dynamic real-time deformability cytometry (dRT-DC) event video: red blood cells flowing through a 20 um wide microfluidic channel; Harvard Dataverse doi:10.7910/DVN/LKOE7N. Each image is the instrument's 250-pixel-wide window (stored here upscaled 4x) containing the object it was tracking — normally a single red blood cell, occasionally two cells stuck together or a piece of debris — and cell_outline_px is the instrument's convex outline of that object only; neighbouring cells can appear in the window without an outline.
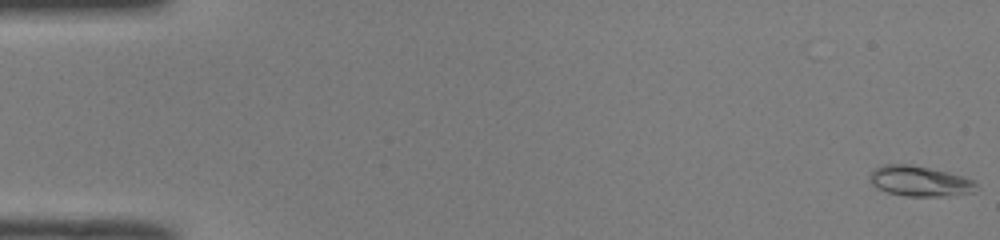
{"species": "common noctule bat (a hibernating species)", "species_latin": "Nyctalus noctula", "temperature_condition": "room temperature", "stored_images_in_passage": 51, "camera_frame_rate_fps": 3000, "um_per_image_px": 0.085, "animal": {"sex": "male", "body_mass_g": 19.0, "forearm_length_mm": 50.8}, "frame": {"image": 1, "passage_image": 1, "time_ms": 0.0, "image_size_px": [1000, 240], "cell_outline_px": [[980, 188], [976, 192], [940, 196], [904, 196], [888, 192], [876, 188], [868, 180], [868, 176], [872, 168], [884, 164], [912, 164], [948, 172], [964, 176], [976, 180]], "centroid_in_image_um": [78.18, 15.38], "position_along_channel_um": 6.8, "area_um2": 19.36}}
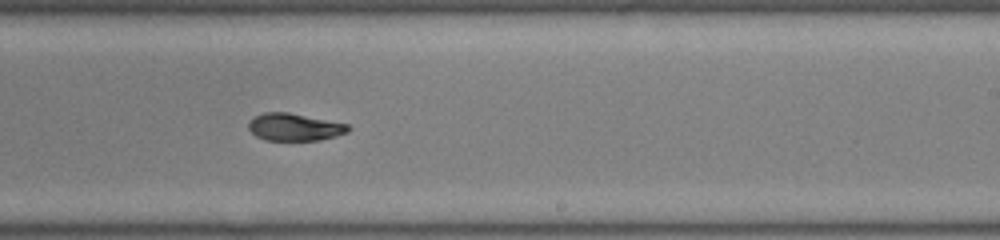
{"frame": {"image": 2, "passage_image": 32, "time_ms": 10.333, "image_size_px": [1000, 240], "cell_outline_px": [[352, 128], [348, 132], [336, 136], [320, 140], [264, 140], [256, 136], [248, 128], [248, 120], [264, 112], [288, 112], [348, 124]], "centroid_in_image_um": [25.03, 10.8], "position_along_channel_um": 264.0, "area_um2": 15.95}}
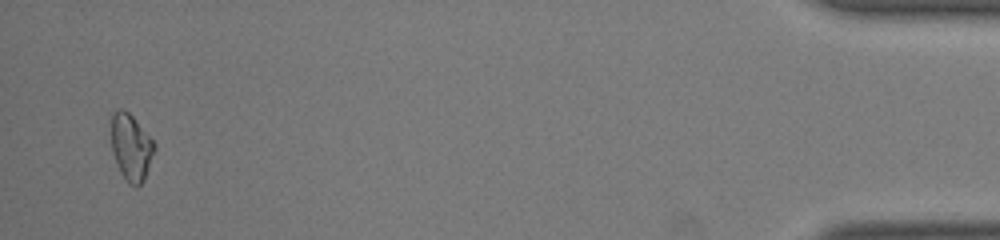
{"frame": {"image": 3, "passage_image": 50, "time_ms": 16.333, "image_size_px": [1000, 240], "cell_outline_px": [[156, 148], [144, 180], [136, 188], [128, 184], [124, 180], [120, 172], [112, 152], [112, 112], [116, 108], [124, 108], [132, 116], [156, 144]], "centroid_in_image_um": [11.14, 12.53], "position_along_channel_um": 424.1, "area_um2": 16.88}, "authors_computed_cell_mechanics": {"area_um2": 17.051, "velocity_mm_per_s": 4.0172, "shape_relaxation_time_tau1_ms": 5.555, "shape_relaxation_time_tau2_ms": 5.9363, "deformation_change_tau1": 0.187, "deformation_change_tau2": 0.0594}}